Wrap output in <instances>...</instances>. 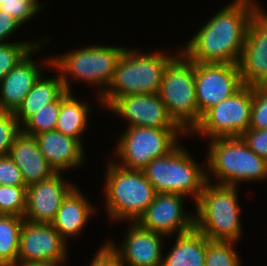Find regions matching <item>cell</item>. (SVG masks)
<instances>
[{
    "label": "cell",
    "instance_id": "1",
    "mask_svg": "<svg viewBox=\"0 0 267 266\" xmlns=\"http://www.w3.org/2000/svg\"><path fill=\"white\" fill-rule=\"evenodd\" d=\"M254 0H233L189 40L181 52L198 63L237 64L249 22L259 8Z\"/></svg>",
    "mask_w": 267,
    "mask_h": 266
},
{
    "label": "cell",
    "instance_id": "2",
    "mask_svg": "<svg viewBox=\"0 0 267 266\" xmlns=\"http://www.w3.org/2000/svg\"><path fill=\"white\" fill-rule=\"evenodd\" d=\"M175 56L163 51L143 54L125 48L111 83L98 100L108 107L117 97L158 94L165 67Z\"/></svg>",
    "mask_w": 267,
    "mask_h": 266
},
{
    "label": "cell",
    "instance_id": "3",
    "mask_svg": "<svg viewBox=\"0 0 267 266\" xmlns=\"http://www.w3.org/2000/svg\"><path fill=\"white\" fill-rule=\"evenodd\" d=\"M236 186L212 184L207 179L195 203V228L209 240L237 241L241 237V208Z\"/></svg>",
    "mask_w": 267,
    "mask_h": 266
},
{
    "label": "cell",
    "instance_id": "4",
    "mask_svg": "<svg viewBox=\"0 0 267 266\" xmlns=\"http://www.w3.org/2000/svg\"><path fill=\"white\" fill-rule=\"evenodd\" d=\"M124 50L123 47L92 45L75 49L60 57H49L46 59L47 62H44L52 69H58L67 92H71V85L67 77L69 75V78L75 77L77 80H83L90 86L96 85L101 89L103 87L104 90L98 91L99 98L111 83Z\"/></svg>",
    "mask_w": 267,
    "mask_h": 266
},
{
    "label": "cell",
    "instance_id": "5",
    "mask_svg": "<svg viewBox=\"0 0 267 266\" xmlns=\"http://www.w3.org/2000/svg\"><path fill=\"white\" fill-rule=\"evenodd\" d=\"M207 167L221 185L261 181L267 177V160L254 153L241 137L210 139Z\"/></svg>",
    "mask_w": 267,
    "mask_h": 266
},
{
    "label": "cell",
    "instance_id": "6",
    "mask_svg": "<svg viewBox=\"0 0 267 266\" xmlns=\"http://www.w3.org/2000/svg\"><path fill=\"white\" fill-rule=\"evenodd\" d=\"M109 163L106 174V208L113 221L137 222L153 202L156 191L143 170ZM116 219V220H115Z\"/></svg>",
    "mask_w": 267,
    "mask_h": 266
},
{
    "label": "cell",
    "instance_id": "7",
    "mask_svg": "<svg viewBox=\"0 0 267 266\" xmlns=\"http://www.w3.org/2000/svg\"><path fill=\"white\" fill-rule=\"evenodd\" d=\"M178 52L165 67L158 95L170 117L187 134L198 125L195 62Z\"/></svg>",
    "mask_w": 267,
    "mask_h": 266
},
{
    "label": "cell",
    "instance_id": "8",
    "mask_svg": "<svg viewBox=\"0 0 267 266\" xmlns=\"http://www.w3.org/2000/svg\"><path fill=\"white\" fill-rule=\"evenodd\" d=\"M177 145L171 152L150 161L143 172L156 193H174L193 196L196 201L203 191L209 172ZM209 176V177H208Z\"/></svg>",
    "mask_w": 267,
    "mask_h": 266
},
{
    "label": "cell",
    "instance_id": "9",
    "mask_svg": "<svg viewBox=\"0 0 267 266\" xmlns=\"http://www.w3.org/2000/svg\"><path fill=\"white\" fill-rule=\"evenodd\" d=\"M179 133L186 135L181 128L128 127L116 145V153L122 160L116 164L125 169L143 170L150 161L178 145Z\"/></svg>",
    "mask_w": 267,
    "mask_h": 266
},
{
    "label": "cell",
    "instance_id": "10",
    "mask_svg": "<svg viewBox=\"0 0 267 266\" xmlns=\"http://www.w3.org/2000/svg\"><path fill=\"white\" fill-rule=\"evenodd\" d=\"M253 87L243 85L232 96L212 106L192 132L209 138L240 137L249 129Z\"/></svg>",
    "mask_w": 267,
    "mask_h": 266
},
{
    "label": "cell",
    "instance_id": "11",
    "mask_svg": "<svg viewBox=\"0 0 267 266\" xmlns=\"http://www.w3.org/2000/svg\"><path fill=\"white\" fill-rule=\"evenodd\" d=\"M198 124L212 106L232 96L242 86L237 64L195 62Z\"/></svg>",
    "mask_w": 267,
    "mask_h": 266
},
{
    "label": "cell",
    "instance_id": "12",
    "mask_svg": "<svg viewBox=\"0 0 267 266\" xmlns=\"http://www.w3.org/2000/svg\"><path fill=\"white\" fill-rule=\"evenodd\" d=\"M66 241L49 223L24 220L19 241L18 259L60 266L67 258Z\"/></svg>",
    "mask_w": 267,
    "mask_h": 266
},
{
    "label": "cell",
    "instance_id": "13",
    "mask_svg": "<svg viewBox=\"0 0 267 266\" xmlns=\"http://www.w3.org/2000/svg\"><path fill=\"white\" fill-rule=\"evenodd\" d=\"M237 65L243 85L261 86L267 79V14L260 7L249 22Z\"/></svg>",
    "mask_w": 267,
    "mask_h": 266
},
{
    "label": "cell",
    "instance_id": "14",
    "mask_svg": "<svg viewBox=\"0 0 267 266\" xmlns=\"http://www.w3.org/2000/svg\"><path fill=\"white\" fill-rule=\"evenodd\" d=\"M185 196L174 193H156L153 202L137 223L147 230L166 236L183 234L195 227V216L185 213Z\"/></svg>",
    "mask_w": 267,
    "mask_h": 266
},
{
    "label": "cell",
    "instance_id": "15",
    "mask_svg": "<svg viewBox=\"0 0 267 266\" xmlns=\"http://www.w3.org/2000/svg\"><path fill=\"white\" fill-rule=\"evenodd\" d=\"M129 125L150 128H180L170 117L158 94H135L117 97L108 107Z\"/></svg>",
    "mask_w": 267,
    "mask_h": 266
},
{
    "label": "cell",
    "instance_id": "16",
    "mask_svg": "<svg viewBox=\"0 0 267 266\" xmlns=\"http://www.w3.org/2000/svg\"><path fill=\"white\" fill-rule=\"evenodd\" d=\"M120 248L113 242L106 241L118 255L122 266H161L163 237L158 232L142 228L137 222H131Z\"/></svg>",
    "mask_w": 267,
    "mask_h": 266
},
{
    "label": "cell",
    "instance_id": "17",
    "mask_svg": "<svg viewBox=\"0 0 267 266\" xmlns=\"http://www.w3.org/2000/svg\"><path fill=\"white\" fill-rule=\"evenodd\" d=\"M56 172L49 179L27 187L24 219L34 223H49L55 219L63 199L76 186Z\"/></svg>",
    "mask_w": 267,
    "mask_h": 266
},
{
    "label": "cell",
    "instance_id": "18",
    "mask_svg": "<svg viewBox=\"0 0 267 266\" xmlns=\"http://www.w3.org/2000/svg\"><path fill=\"white\" fill-rule=\"evenodd\" d=\"M39 44L0 81V110L15 112L42 74L31 56ZM33 52V53H32Z\"/></svg>",
    "mask_w": 267,
    "mask_h": 266
},
{
    "label": "cell",
    "instance_id": "19",
    "mask_svg": "<svg viewBox=\"0 0 267 266\" xmlns=\"http://www.w3.org/2000/svg\"><path fill=\"white\" fill-rule=\"evenodd\" d=\"M9 156L21 170L25 187L49 179L56 173L42 155L36 138L23 132L15 137Z\"/></svg>",
    "mask_w": 267,
    "mask_h": 266
},
{
    "label": "cell",
    "instance_id": "20",
    "mask_svg": "<svg viewBox=\"0 0 267 266\" xmlns=\"http://www.w3.org/2000/svg\"><path fill=\"white\" fill-rule=\"evenodd\" d=\"M42 155L56 172H64L81 166L84 157L83 145L75 138L56 130L34 136Z\"/></svg>",
    "mask_w": 267,
    "mask_h": 266
},
{
    "label": "cell",
    "instance_id": "21",
    "mask_svg": "<svg viewBox=\"0 0 267 266\" xmlns=\"http://www.w3.org/2000/svg\"><path fill=\"white\" fill-rule=\"evenodd\" d=\"M82 194L75 186L63 199L55 219L51 223L65 241L68 237L79 234L95 212L93 205Z\"/></svg>",
    "mask_w": 267,
    "mask_h": 266
},
{
    "label": "cell",
    "instance_id": "22",
    "mask_svg": "<svg viewBox=\"0 0 267 266\" xmlns=\"http://www.w3.org/2000/svg\"><path fill=\"white\" fill-rule=\"evenodd\" d=\"M176 235V242L161 266H205L208 238L195 227Z\"/></svg>",
    "mask_w": 267,
    "mask_h": 266
},
{
    "label": "cell",
    "instance_id": "23",
    "mask_svg": "<svg viewBox=\"0 0 267 266\" xmlns=\"http://www.w3.org/2000/svg\"><path fill=\"white\" fill-rule=\"evenodd\" d=\"M43 78L45 77H42V75L39 77L25 96L22 104L14 112L20 126L37 110L55 102L66 91L59 72L53 78Z\"/></svg>",
    "mask_w": 267,
    "mask_h": 266
},
{
    "label": "cell",
    "instance_id": "24",
    "mask_svg": "<svg viewBox=\"0 0 267 266\" xmlns=\"http://www.w3.org/2000/svg\"><path fill=\"white\" fill-rule=\"evenodd\" d=\"M90 108L88 104L78 102L71 92L65 91L61 95V105L55 130L77 139L83 145L81 133L86 130Z\"/></svg>",
    "mask_w": 267,
    "mask_h": 266
},
{
    "label": "cell",
    "instance_id": "25",
    "mask_svg": "<svg viewBox=\"0 0 267 266\" xmlns=\"http://www.w3.org/2000/svg\"><path fill=\"white\" fill-rule=\"evenodd\" d=\"M24 218L15 215H0V266L18 259L20 231Z\"/></svg>",
    "mask_w": 267,
    "mask_h": 266
},
{
    "label": "cell",
    "instance_id": "26",
    "mask_svg": "<svg viewBox=\"0 0 267 266\" xmlns=\"http://www.w3.org/2000/svg\"><path fill=\"white\" fill-rule=\"evenodd\" d=\"M61 105V96L40 110H37L21 126V132L29 136H35L44 132L55 130L59 110Z\"/></svg>",
    "mask_w": 267,
    "mask_h": 266
},
{
    "label": "cell",
    "instance_id": "27",
    "mask_svg": "<svg viewBox=\"0 0 267 266\" xmlns=\"http://www.w3.org/2000/svg\"><path fill=\"white\" fill-rule=\"evenodd\" d=\"M39 42H7L0 44V81L34 48Z\"/></svg>",
    "mask_w": 267,
    "mask_h": 266
},
{
    "label": "cell",
    "instance_id": "28",
    "mask_svg": "<svg viewBox=\"0 0 267 266\" xmlns=\"http://www.w3.org/2000/svg\"><path fill=\"white\" fill-rule=\"evenodd\" d=\"M235 241L207 240L205 266H240Z\"/></svg>",
    "mask_w": 267,
    "mask_h": 266
},
{
    "label": "cell",
    "instance_id": "29",
    "mask_svg": "<svg viewBox=\"0 0 267 266\" xmlns=\"http://www.w3.org/2000/svg\"><path fill=\"white\" fill-rule=\"evenodd\" d=\"M27 187L0 185V215L24 217Z\"/></svg>",
    "mask_w": 267,
    "mask_h": 266
},
{
    "label": "cell",
    "instance_id": "30",
    "mask_svg": "<svg viewBox=\"0 0 267 266\" xmlns=\"http://www.w3.org/2000/svg\"><path fill=\"white\" fill-rule=\"evenodd\" d=\"M21 132V126L14 112L0 110V157L8 156L15 137Z\"/></svg>",
    "mask_w": 267,
    "mask_h": 266
},
{
    "label": "cell",
    "instance_id": "31",
    "mask_svg": "<svg viewBox=\"0 0 267 266\" xmlns=\"http://www.w3.org/2000/svg\"><path fill=\"white\" fill-rule=\"evenodd\" d=\"M38 0L1 1L0 10L13 16L21 25L40 12Z\"/></svg>",
    "mask_w": 267,
    "mask_h": 266
},
{
    "label": "cell",
    "instance_id": "32",
    "mask_svg": "<svg viewBox=\"0 0 267 266\" xmlns=\"http://www.w3.org/2000/svg\"><path fill=\"white\" fill-rule=\"evenodd\" d=\"M249 129H267V91L260 86L253 87V101Z\"/></svg>",
    "mask_w": 267,
    "mask_h": 266
},
{
    "label": "cell",
    "instance_id": "33",
    "mask_svg": "<svg viewBox=\"0 0 267 266\" xmlns=\"http://www.w3.org/2000/svg\"><path fill=\"white\" fill-rule=\"evenodd\" d=\"M0 185L25 186L21 170L9 155L0 157Z\"/></svg>",
    "mask_w": 267,
    "mask_h": 266
},
{
    "label": "cell",
    "instance_id": "34",
    "mask_svg": "<svg viewBox=\"0 0 267 266\" xmlns=\"http://www.w3.org/2000/svg\"><path fill=\"white\" fill-rule=\"evenodd\" d=\"M240 137L254 153L267 160V129H248Z\"/></svg>",
    "mask_w": 267,
    "mask_h": 266
},
{
    "label": "cell",
    "instance_id": "35",
    "mask_svg": "<svg viewBox=\"0 0 267 266\" xmlns=\"http://www.w3.org/2000/svg\"><path fill=\"white\" fill-rule=\"evenodd\" d=\"M90 266H122V264L118 255L107 243H104L96 253Z\"/></svg>",
    "mask_w": 267,
    "mask_h": 266
},
{
    "label": "cell",
    "instance_id": "36",
    "mask_svg": "<svg viewBox=\"0 0 267 266\" xmlns=\"http://www.w3.org/2000/svg\"><path fill=\"white\" fill-rule=\"evenodd\" d=\"M22 26L13 16L0 10V44ZM4 40V41H3Z\"/></svg>",
    "mask_w": 267,
    "mask_h": 266
},
{
    "label": "cell",
    "instance_id": "37",
    "mask_svg": "<svg viewBox=\"0 0 267 266\" xmlns=\"http://www.w3.org/2000/svg\"><path fill=\"white\" fill-rule=\"evenodd\" d=\"M5 266H49L46 264H42V263H34V262H27V261H22V260H15L12 263H9Z\"/></svg>",
    "mask_w": 267,
    "mask_h": 266
},
{
    "label": "cell",
    "instance_id": "38",
    "mask_svg": "<svg viewBox=\"0 0 267 266\" xmlns=\"http://www.w3.org/2000/svg\"><path fill=\"white\" fill-rule=\"evenodd\" d=\"M262 89L267 91V79L264 81V83L260 86Z\"/></svg>",
    "mask_w": 267,
    "mask_h": 266
},
{
    "label": "cell",
    "instance_id": "39",
    "mask_svg": "<svg viewBox=\"0 0 267 266\" xmlns=\"http://www.w3.org/2000/svg\"><path fill=\"white\" fill-rule=\"evenodd\" d=\"M1 1H18V0H0V2H1Z\"/></svg>",
    "mask_w": 267,
    "mask_h": 266
}]
</instances>
